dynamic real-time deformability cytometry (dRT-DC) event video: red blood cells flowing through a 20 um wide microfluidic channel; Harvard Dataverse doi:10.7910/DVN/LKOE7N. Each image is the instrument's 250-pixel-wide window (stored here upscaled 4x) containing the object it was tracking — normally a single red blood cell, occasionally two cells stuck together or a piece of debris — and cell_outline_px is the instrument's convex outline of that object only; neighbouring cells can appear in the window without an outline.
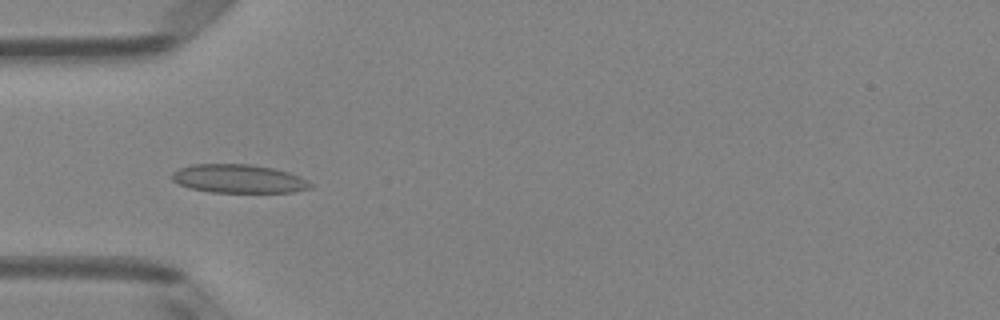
{"species": "Egyptian fruit bat (a non-hibernating species)", "species_latin": "Rousettus aegyptiacus", "temperature_condition": "room temperature", "stored_images_in_passage": 5, "camera_frame_rate_fps": 3000, "um_per_image_px": 0.085, "animal": {"sex": "female"}, "frame": {"image": 1, "passage_image": 3, "time_ms": 0.667, "image_size_px": [1000, 320], "cell_outline_px": [[312, 188], [292, 192], [212, 192], [192, 188], [180, 184], [172, 180], [172, 172], [180, 168], [192, 164], [252, 164], [272, 168], [288, 172], [300, 176], [308, 180], [312, 184]], "centroid_in_image_um": [20.31, 15.19], "position_along_channel_um": 64.7, "area_um2": 22.95}}
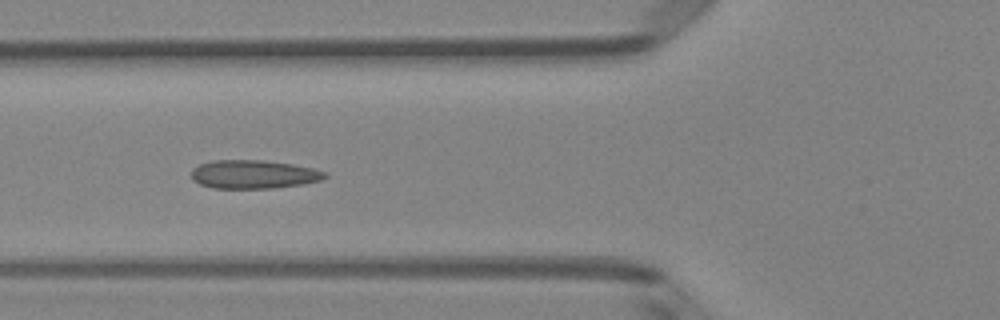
{"frame": {"image": 2, "passage_image": 4, "time_ms": 1.0, "image_size_px": [1000, 320], "cell_outline_px": [[328, 176], [320, 180], [300, 184], [272, 188], [212, 188], [200, 184], [192, 180], [192, 168], [200, 164], [212, 160], [264, 160], [292, 164], [312, 168], [328, 172]], "centroid_in_image_um": [21.54, 14.81], "position_along_channel_um": 104.3, "area_um2": 22.2}}
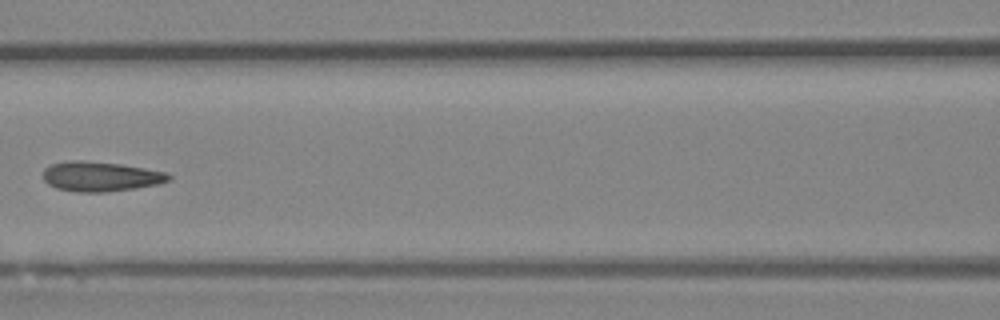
{"frame": {"image": 3, "passage_image": 5, "time_ms": 1.333, "image_size_px": [1000, 320], "cell_outline_px": [[172, 180], [156, 184], [132, 188], [104, 192], [76, 192], [56, 188], [48, 184], [44, 180], [44, 168], [52, 164], [68, 160], [80, 160], [120, 164], [144, 168], [164, 172], [172, 176]], "centroid_in_image_um": [8.52, 15.0], "position_along_channel_um": 158.1, "area_um2": 21.62}}